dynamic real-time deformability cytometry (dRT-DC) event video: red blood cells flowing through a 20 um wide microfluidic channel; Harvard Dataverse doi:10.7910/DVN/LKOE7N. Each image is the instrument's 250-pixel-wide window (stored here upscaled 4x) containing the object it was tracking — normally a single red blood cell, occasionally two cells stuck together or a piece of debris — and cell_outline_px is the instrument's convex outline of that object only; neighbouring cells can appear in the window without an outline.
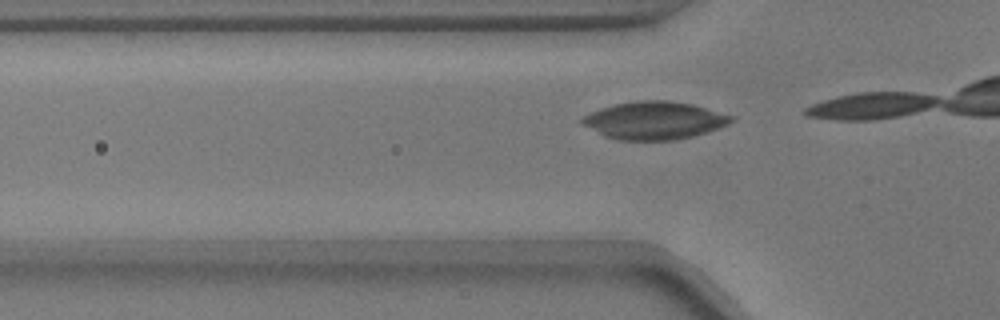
{"species": "common noctule bat (a hibernating species)", "species_latin": "Nyctalus noctula", "temperature_condition": "warm", "stored_images_in_passage": 4, "camera_frame_rate_fps": 3000, "um_per_image_px": 0.085, "animal": {"sex": "male", "body_mass_g": 17.9}, "frame": {"image": 1, "passage_image": 2, "time_ms": 0.333, "image_size_px": [1000, 320], "cell_outline_px": [[736, 120], [728, 124], [692, 136], [672, 140], [616, 140], [604, 136], [580, 124], [580, 116], [600, 108], [616, 104], [636, 100], [668, 100], [692, 104], [736, 116]], "centroid_in_image_um": [55.57, 10.23], "position_along_channel_um": 70.2, "area_um2": 33.0}}